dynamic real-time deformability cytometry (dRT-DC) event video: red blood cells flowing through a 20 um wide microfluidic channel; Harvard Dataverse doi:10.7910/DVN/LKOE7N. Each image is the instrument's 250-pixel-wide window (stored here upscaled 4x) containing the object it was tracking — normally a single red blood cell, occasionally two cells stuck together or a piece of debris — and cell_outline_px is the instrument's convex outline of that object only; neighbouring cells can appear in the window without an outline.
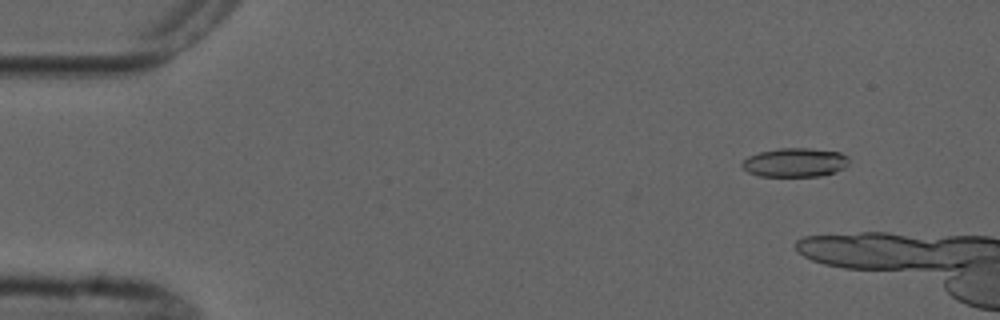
{"species": "common noctule bat (a hibernating species)", "species_latin": "Nyctalus noctula", "temperature_condition": "cold", "stored_images_in_passage": 4, "camera_frame_rate_fps": 3000, "um_per_image_px": 0.085, "animal": {"sex": "male", "forearm_length_mm": 52.5}, "frame": {"image": 1, "passage_image": 2, "time_ms": 1.333, "image_size_px": [1000, 320], "cell_outline_px": [[848, 164], [844, 168], [836, 172], [820, 176], [760, 176], [748, 172], [740, 164], [748, 156], [760, 152], [780, 148], [808, 148], [840, 152], [848, 156]], "centroid_in_image_um": [67.59, 13.81], "position_along_channel_um": 17.4, "area_um2": 18.03}}